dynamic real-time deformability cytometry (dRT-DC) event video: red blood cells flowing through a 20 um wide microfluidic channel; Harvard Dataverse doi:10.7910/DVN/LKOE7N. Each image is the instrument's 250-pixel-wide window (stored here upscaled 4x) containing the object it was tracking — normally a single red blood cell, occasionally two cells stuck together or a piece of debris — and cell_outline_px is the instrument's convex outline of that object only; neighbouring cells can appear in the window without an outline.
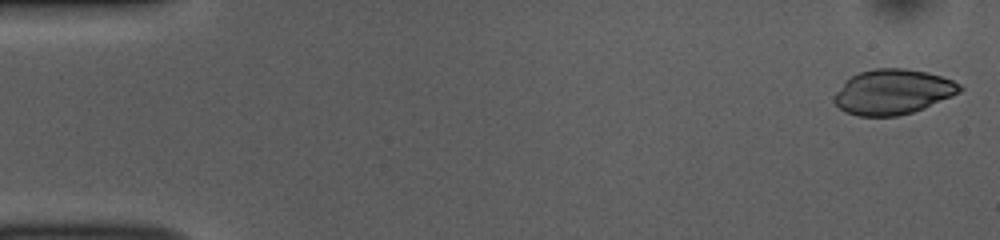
{"species": "common noctule bat (a hibernating species)", "species_latin": "Nyctalus noctula", "temperature_condition": "room temperature", "stored_images_in_passage": 50, "camera_frame_rate_fps": 3000, "um_per_image_px": 0.085, "animal": {"sex": "female", "body_mass_g": 10.0, "forearm_length_mm": 53.1}, "frame": {"image": 1, "passage_image": 1, "time_ms": 0.0, "image_size_px": [1000, 240], "cell_outline_px": [[964, 88], [960, 92], [952, 96], [924, 108], [912, 112], [896, 116], [856, 116], [844, 112], [832, 100], [832, 96], [844, 80], [860, 72], [876, 68], [904, 68], [924, 72], [940, 76], [952, 80], [960, 84]], "centroid_in_image_um": [75.85, 7.82], "position_along_channel_um": 9.2, "area_um2": 33.06}}